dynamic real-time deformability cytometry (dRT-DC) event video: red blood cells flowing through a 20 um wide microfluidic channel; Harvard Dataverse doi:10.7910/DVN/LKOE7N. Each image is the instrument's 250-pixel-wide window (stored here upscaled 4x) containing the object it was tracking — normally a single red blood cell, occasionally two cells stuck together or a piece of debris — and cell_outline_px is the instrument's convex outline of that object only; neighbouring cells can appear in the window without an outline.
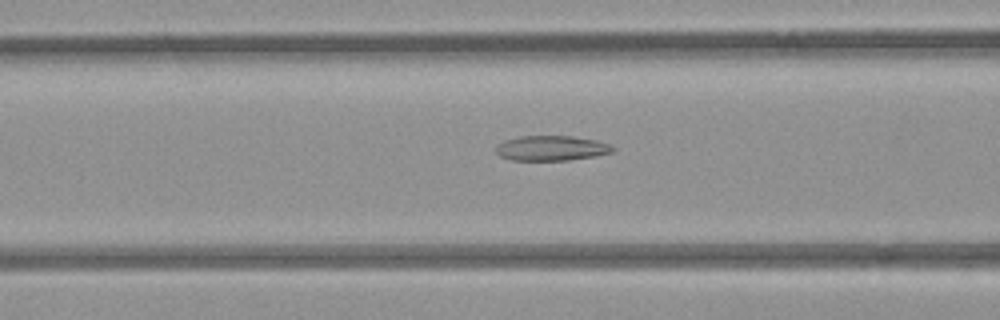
{"species": "common noctule bat (a hibernating species)", "species_latin": "Nyctalus noctula", "temperature_condition": "room temperature", "stored_images_in_passage": 53, "camera_frame_rate_fps": 3000, "um_per_image_px": 0.085, "animal": {"sex": "female", "body_mass_g": 21.9}, "frame": {"image": 1, "passage_image": 21, "time_ms": 6.667, "image_size_px": [1000, 320], "cell_outline_px": [[616, 148], [612, 152], [596, 156], [568, 160], [512, 160], [500, 156], [496, 152], [496, 144], [504, 140], [520, 136], [572, 136], [596, 140], [608, 144]], "centroid_in_image_um": [46.85, 12.59], "position_along_channel_um": 119.7, "area_um2": 17.05}}
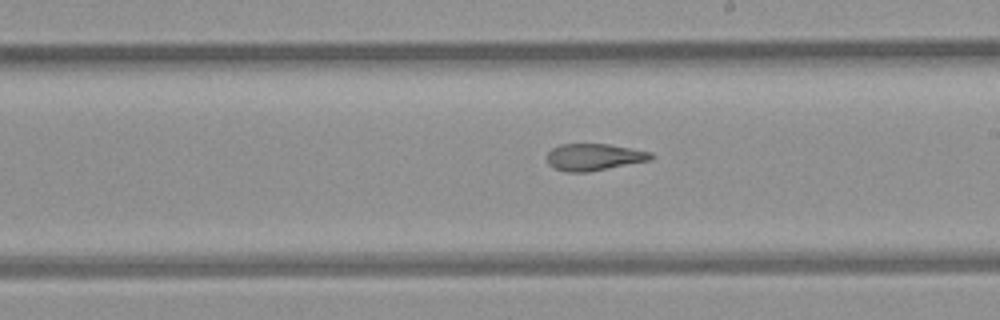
{"frame": {"image": 2, "passage_image": 30, "time_ms": 9.667, "image_size_px": [1000, 320], "cell_outline_px": [[656, 156], [648, 160], [588, 172], [568, 172], [556, 168], [548, 164], [544, 156], [552, 148], [560, 144], [608, 144], [652, 152]], "centroid_in_image_um": [50.45, 13.34], "position_along_channel_um": 238.6, "area_um2": 16.24}}
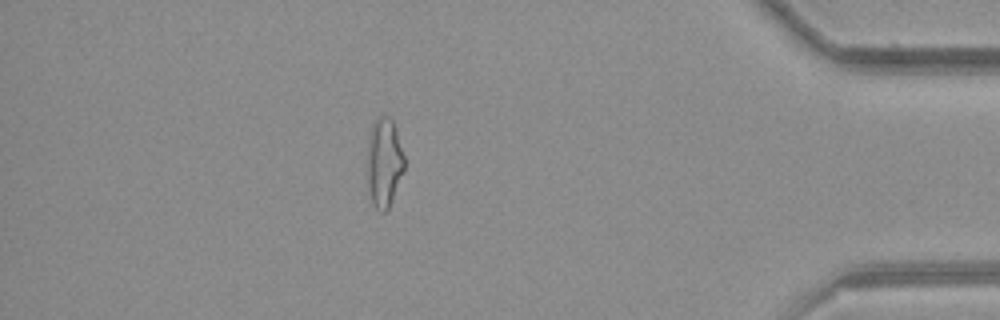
{"frame": {"image": 3, "passage_image": 46, "time_ms": 15.0, "image_size_px": [1000, 320], "cell_outline_px": [[404, 172], [388, 208], [384, 212], [380, 212], [372, 204], [368, 180], [368, 136], [372, 124], [376, 116], [388, 116], [392, 120], [404, 156]], "centroid_in_image_um": [32.64, 13.8], "position_along_channel_um": 402.6, "area_um2": 19.07}, "authors_computed_cell_mechanics": {"area_um2": 19.074, "velocity_mm_per_s": 3.9527, "shape_relaxation_time_tau1_ms": null, "shape_relaxation_time_tau2_ms": 3.34, "deformation_change_tau1": null, "deformation_change_tau2": 0.1282}}